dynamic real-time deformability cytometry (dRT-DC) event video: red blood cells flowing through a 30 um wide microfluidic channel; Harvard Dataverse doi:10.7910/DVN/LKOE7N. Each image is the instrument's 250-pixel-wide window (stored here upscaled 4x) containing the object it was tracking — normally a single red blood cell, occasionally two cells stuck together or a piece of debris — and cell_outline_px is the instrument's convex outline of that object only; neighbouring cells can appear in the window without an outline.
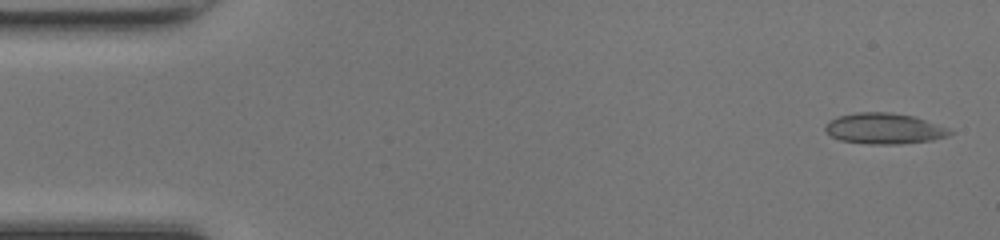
{"species": "common noctule bat (a hibernating species)", "species_latin": "Nyctalus noctula", "temperature_condition": "room temperature", "stored_images_in_passage": 49, "camera_frame_rate_fps": 3000, "um_per_image_px": 0.085, "animal": {"sex": "female", "body_mass_g": 17.0, "forearm_length_mm": 48.0}, "frame": {"image": 1, "passage_image": 2, "time_ms": 0.333, "image_size_px": [1000, 240], "cell_outline_px": [[952, 132], [948, 136], [932, 140], [900, 144], [868, 144], [840, 140], [832, 136], [824, 128], [832, 120], [840, 116], [856, 112], [888, 112], [916, 116], [948, 128]], "centroid_in_image_um": [75.2, 10.93], "position_along_channel_um": 9.8, "area_um2": 22.2}}
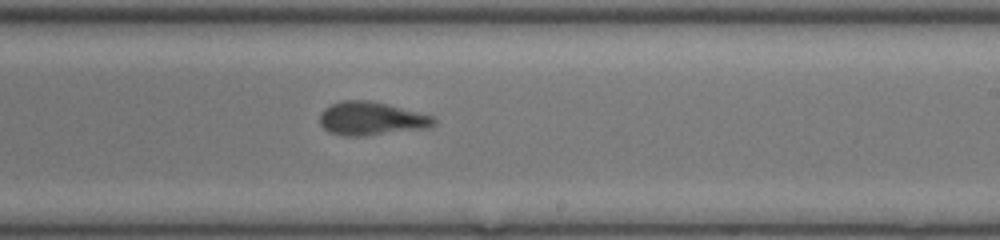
{"frame": {"image": 2, "passage_image": 29, "time_ms": 9.333, "image_size_px": [1000, 240], "cell_outline_px": [[436, 124], [432, 128], [364, 136], [344, 136], [328, 132], [320, 124], [320, 112], [324, 108], [332, 104], [344, 100], [368, 100], [388, 104], [432, 116], [436, 120]], "centroid_in_image_um": [31.57, 10.09], "position_along_channel_um": 257.4, "area_um2": 22.43}}
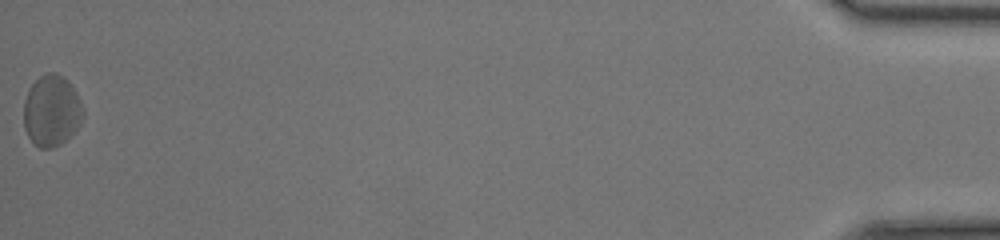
{"frame": {"image": 3, "passage_image": 49, "time_ms": 16.0, "image_size_px": [1000, 240], "cell_outline_px": [[84, 116], [80, 124], [60, 144], [52, 148], [40, 148], [28, 136], [24, 128], [24, 100], [32, 84], [40, 76], [48, 72], [56, 72], [68, 80], [76, 92], [80, 100], [84, 112]], "centroid_in_image_um": [4.39, 9.39], "position_along_channel_um": 430.8, "area_um2": 24.45}, "authors_computed_cell_mechanics": {"area_um2": 21.9062, "velocity_mm_per_s": 4.2228, "shape_relaxation_time_tau1_ms": 3.358, "shape_relaxation_time_tau2_ms": 1.5251, "deformation_change_tau1": 0.1131, "deformation_change_tau2": 0.0545}}